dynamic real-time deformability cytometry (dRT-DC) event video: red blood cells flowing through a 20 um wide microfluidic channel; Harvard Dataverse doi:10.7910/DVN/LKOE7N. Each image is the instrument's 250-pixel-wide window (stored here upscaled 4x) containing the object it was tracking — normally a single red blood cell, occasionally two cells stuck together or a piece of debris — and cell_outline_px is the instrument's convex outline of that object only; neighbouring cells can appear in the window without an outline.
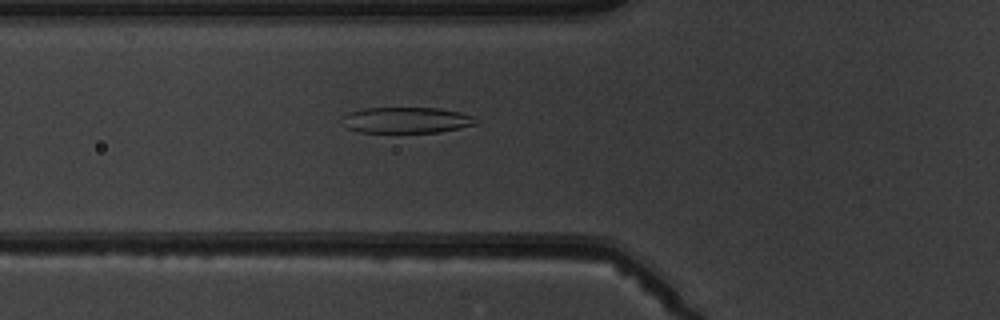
{"species": "common noctule bat (a hibernating species)", "species_latin": "Nyctalus noctula", "temperature_condition": "warm", "stored_images_in_passage": 2, "camera_frame_rate_fps": 3000, "um_per_image_px": 0.085, "animal": {"sex": "male", "body_mass_g": 19.5, "forearm_length_mm": 54.6}, "frame": {"image": 1, "passage_image": 2, "time_ms": 2.0, "image_size_px": [1000, 320], "cell_outline_px": [[476, 124], [440, 132], [360, 132], [348, 128], [340, 124], [340, 116], [348, 112], [364, 108], [440, 108], [460, 112], [472, 116], [476, 120]], "centroid_in_image_um": [34.45, 10.2], "position_along_channel_um": 91.3, "area_um2": 20.35}}